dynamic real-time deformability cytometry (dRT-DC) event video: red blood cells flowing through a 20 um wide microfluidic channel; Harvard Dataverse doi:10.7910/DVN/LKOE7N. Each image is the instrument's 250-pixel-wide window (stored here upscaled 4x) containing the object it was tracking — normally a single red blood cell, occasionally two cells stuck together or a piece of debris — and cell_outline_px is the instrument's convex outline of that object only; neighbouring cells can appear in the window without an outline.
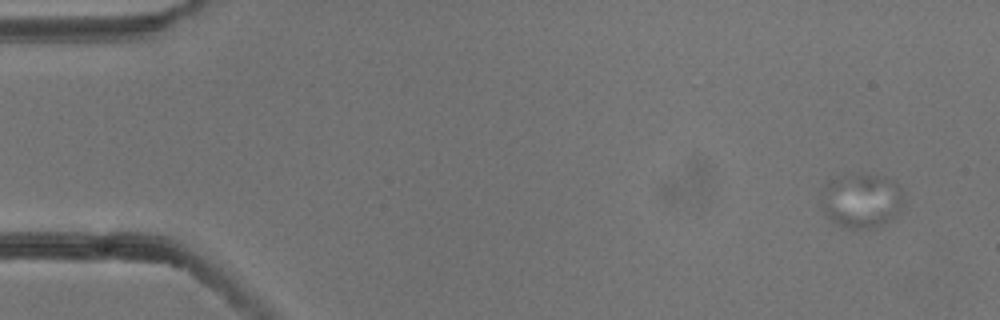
{"species": "common noctule bat (a hibernating species)", "species_latin": "Nyctalus noctula", "temperature_condition": "cold", "stored_images_in_passage": 6, "camera_frame_rate_fps": 3000, "um_per_image_px": 0.085, "animal": {"sex": "male", "body_mass_g": 13.3}, "frame": {"image": 1, "passage_image": 2, "time_ms": 0.333, "image_size_px": [1000, 320], "cell_outline_px": [[904, 200], [896, 212], [888, 220], [876, 228], [848, 228], [832, 220], [824, 212], [820, 204], [828, 180], [844, 176], [884, 176], [892, 180], [900, 188]], "centroid_in_image_um": [73.21, 17.06], "position_along_channel_um": 11.8, "area_um2": 25.26}}
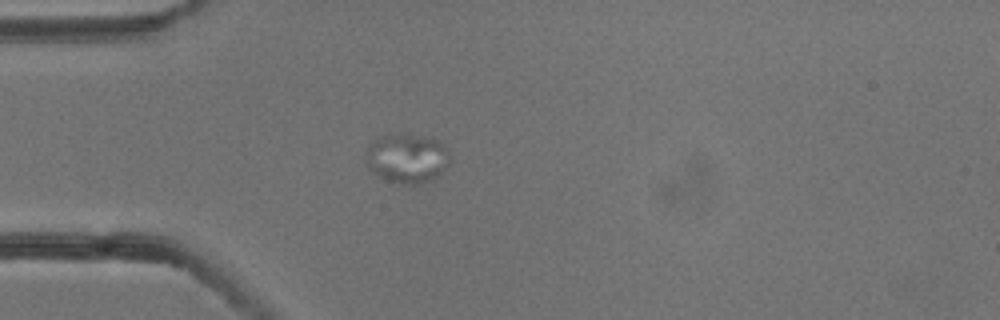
{"frame": {"image": 2, "passage_image": 5, "time_ms": 1.333, "image_size_px": [1000, 320], "cell_outline_px": [[452, 160], [440, 176], [432, 180], [420, 184], [400, 184], [384, 180], [372, 172], [368, 168], [368, 144], [380, 136], [400, 132], [420, 136], [436, 140], [448, 152]], "centroid_in_image_um": [34.61, 13.47], "position_along_channel_um": 50.4, "area_um2": 24.45}}